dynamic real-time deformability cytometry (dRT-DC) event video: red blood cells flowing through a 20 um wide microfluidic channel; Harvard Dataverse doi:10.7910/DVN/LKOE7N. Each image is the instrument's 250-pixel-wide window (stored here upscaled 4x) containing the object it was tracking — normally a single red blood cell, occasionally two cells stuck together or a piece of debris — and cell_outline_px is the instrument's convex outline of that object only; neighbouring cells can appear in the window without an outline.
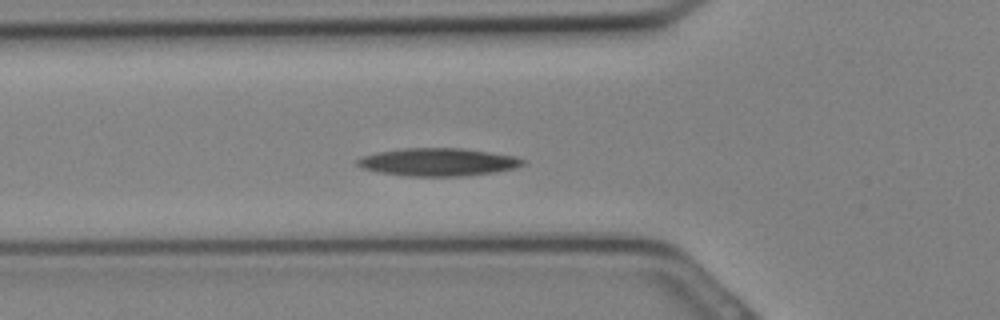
{"species": "Egyptian fruit bat (a non-hibernating species)", "species_latin": "Rousettus aegyptiacus", "temperature_condition": "cold", "stored_images_in_passage": 20, "camera_frame_rate_fps": 3000, "um_per_image_px": 0.085, "animal": {"sex": "female"}, "frame": {"image": 1, "passage_image": 8, "time_ms": 2.333, "image_size_px": [1000, 320], "cell_outline_px": [[524, 164], [516, 168], [492, 172], [464, 176], [408, 176], [380, 172], [364, 168], [356, 164], [356, 160], [364, 156], [376, 152], [404, 148], [460, 148], [516, 156], [524, 160]], "centroid_in_image_um": [37.24, 13.77], "position_along_channel_um": 88.6, "area_um2": 26.59}}
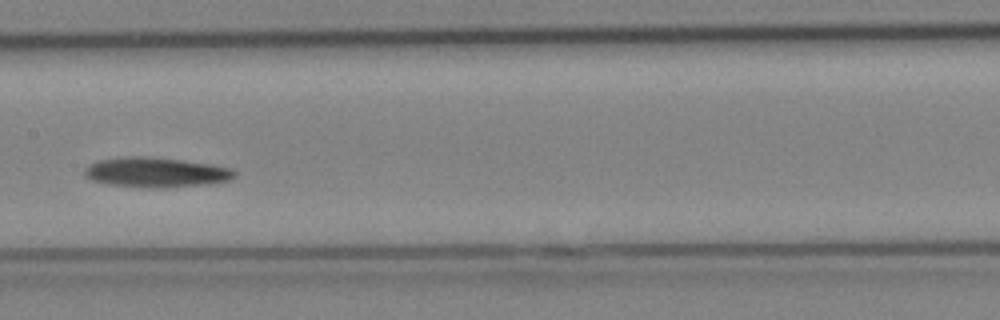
{"frame": {"image": 2, "passage_image": 13, "time_ms": 4.0, "image_size_px": [1000, 320], "cell_outline_px": [[236, 176], [228, 180], [212, 184], [164, 188], [156, 188], [108, 184], [92, 180], [84, 176], [84, 168], [88, 164], [96, 160], [116, 156], [152, 156], [212, 164], [232, 168], [236, 172]], "centroid_in_image_um": [13.24, 14.63], "position_along_channel_um": 194.2, "area_um2": 26.7}}
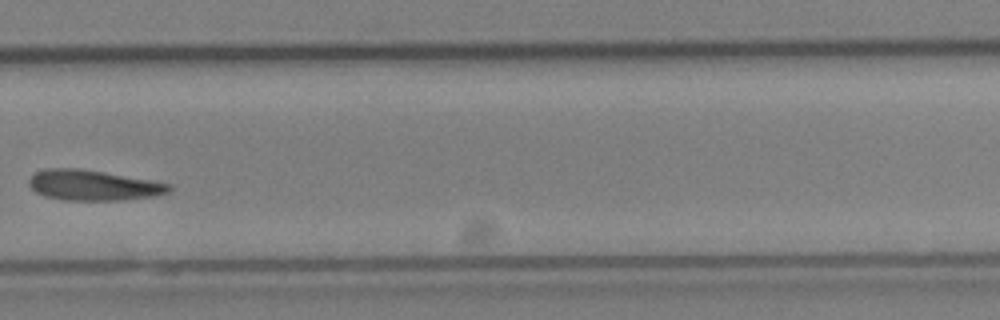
{"frame": {"image": 3, "passage_image": 19, "time_ms": 6.0, "image_size_px": [1000, 320], "cell_outline_px": [[172, 188], [168, 192], [156, 196], [124, 200], [64, 200], [44, 196], [36, 192], [28, 184], [28, 180], [36, 172], [48, 168], [80, 168], [152, 180], [172, 184]], "centroid_in_image_um": [7.94, 15.75], "position_along_channel_um": 321.9, "area_um2": 24.91}}